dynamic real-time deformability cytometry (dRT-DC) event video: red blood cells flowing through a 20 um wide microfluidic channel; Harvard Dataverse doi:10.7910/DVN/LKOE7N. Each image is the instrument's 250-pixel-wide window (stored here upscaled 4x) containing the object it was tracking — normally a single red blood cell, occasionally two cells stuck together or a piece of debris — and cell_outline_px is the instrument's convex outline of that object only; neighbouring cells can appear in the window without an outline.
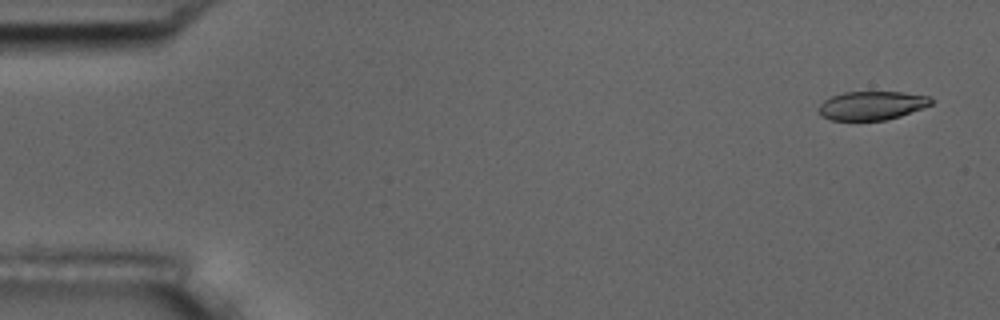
{"species": "common noctule bat (a hibernating species)", "species_latin": "Nyctalus noctula", "temperature_condition": "room temperature", "stored_images_in_passage": 5, "camera_frame_rate_fps": 3000, "um_per_image_px": 0.085, "animal": {"sex": "male", "body_mass_g": 17.5, "forearm_length_mm": 52.3}, "frame": {"image": 1, "passage_image": 1, "time_ms": 0.0, "image_size_px": [1000, 320], "cell_outline_px": [[932, 104], [900, 116], [884, 120], [832, 120], [820, 116], [816, 108], [824, 100], [832, 96], [844, 92], [904, 92], [928, 96], [932, 100]], "centroid_in_image_um": [74.05, 8.97], "position_along_channel_um": 10.9, "area_um2": 18.79}}
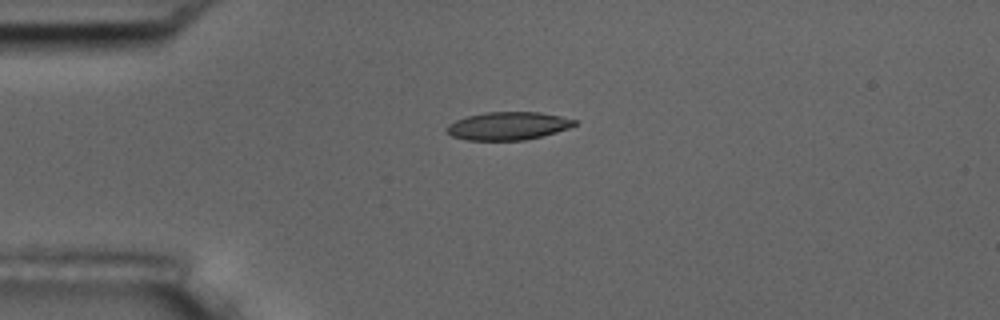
{"frame": {"image": 2, "passage_image": 4, "time_ms": 3.667, "image_size_px": [1000, 320], "cell_outline_px": [[576, 124], [568, 128], [556, 132], [524, 140], [468, 140], [452, 136], [444, 128], [448, 124], [456, 120], [468, 116], [484, 112], [540, 112], [560, 116], [576, 120]], "centroid_in_image_um": [43.16, 10.7], "position_along_channel_um": 41.8, "area_um2": 20.69}}